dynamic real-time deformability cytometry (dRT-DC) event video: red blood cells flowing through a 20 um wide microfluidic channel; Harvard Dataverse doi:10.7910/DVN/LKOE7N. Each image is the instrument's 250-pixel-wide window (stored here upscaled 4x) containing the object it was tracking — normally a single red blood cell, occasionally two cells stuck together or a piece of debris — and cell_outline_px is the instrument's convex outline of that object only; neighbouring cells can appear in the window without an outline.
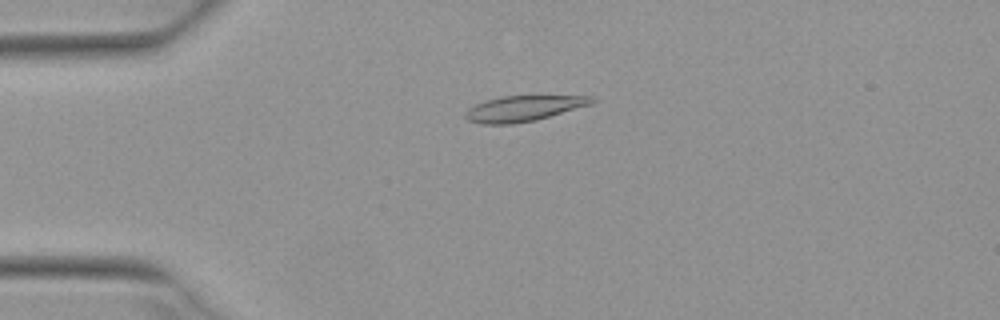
{"species": "Egyptian fruit bat (a non-hibernating species)", "species_latin": "Rousettus aegyptiacus", "temperature_condition": "warm", "stored_images_in_passage": 5, "camera_frame_rate_fps": 3000, "um_per_image_px": 0.085, "animal": {"sex": "female"}, "frame": {"image": 1, "passage_image": 1, "time_ms": 0.0, "image_size_px": [1000, 320], "cell_outline_px": [[596, 100], [592, 104], [536, 120], [512, 124], [480, 124], [468, 120], [464, 116], [464, 112], [468, 108], [484, 100], [500, 96], [596, 96]], "centroid_in_image_um": [44.48, 9.21], "position_along_channel_um": 40.5, "area_um2": 18.96}}
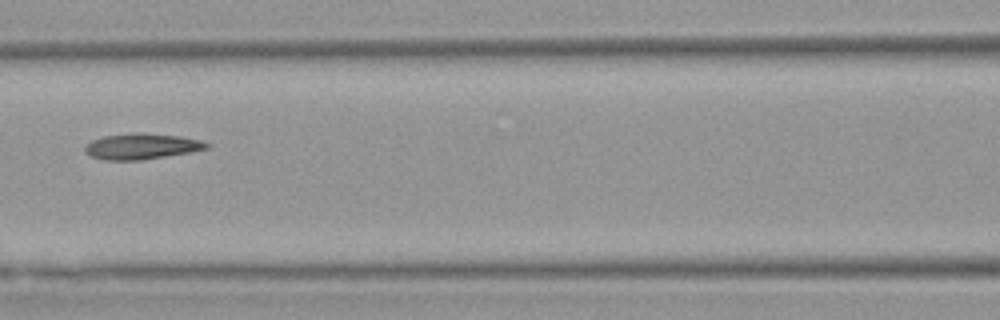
{"frame": {"image": 2, "passage_image": 4, "time_ms": 1.0, "image_size_px": [1000, 320], "cell_outline_px": [[212, 144], [208, 148], [192, 152], [140, 160], [104, 160], [92, 156], [84, 152], [84, 144], [92, 140], [104, 136], [140, 132], [180, 136], [200, 140]], "centroid_in_image_um": [12.04, 12.44], "position_along_channel_um": 154.6, "area_um2": 18.38}}
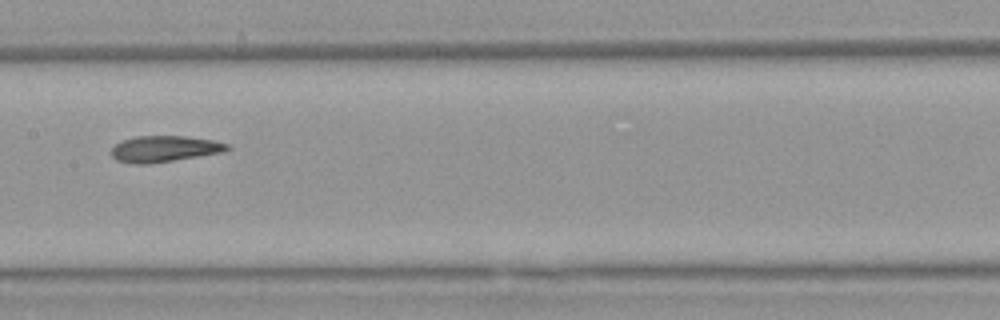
{"frame": {"image": 3, "passage_image": 5, "time_ms": 1.333, "image_size_px": [1000, 320], "cell_outline_px": [[232, 148], [224, 152], [148, 164], [136, 164], [116, 160], [112, 156], [112, 148], [120, 140], [136, 136], [184, 136], [212, 140], [228, 144]], "centroid_in_image_um": [13.97, 12.65], "position_along_channel_um": 193.4, "area_um2": 17.63}}